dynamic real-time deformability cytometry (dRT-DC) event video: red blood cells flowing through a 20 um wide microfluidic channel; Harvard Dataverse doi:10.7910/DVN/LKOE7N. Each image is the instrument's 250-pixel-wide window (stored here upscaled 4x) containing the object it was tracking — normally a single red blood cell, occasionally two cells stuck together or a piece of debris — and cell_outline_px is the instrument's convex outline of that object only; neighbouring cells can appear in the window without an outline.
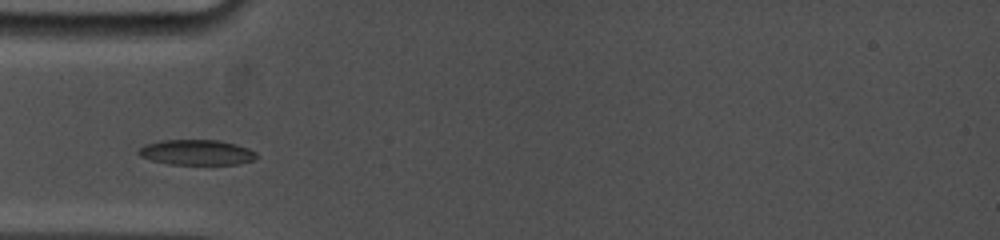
{"species": "common noctule bat (a hibernating species)", "species_latin": "Nyctalus noctula", "temperature_condition": "cold", "stored_images_in_passage": 5, "camera_frame_rate_fps": 5000, "um_per_image_px": 0.085, "animal": {"sex": "female", "body_mass_g": 19.0, "forearm_length_mm": 53.3}, "frame": {"image": 1, "passage_image": 2, "time_ms": 1.2, "image_size_px": [1000, 240], "cell_outline_px": [[260, 156], [256, 160], [236, 164], [168, 164], [152, 160], [140, 156], [136, 152], [144, 144], [160, 140], [220, 140], [236, 144], [248, 148], [256, 152]], "centroid_in_image_um": [16.74, 12.95], "position_along_channel_um": 68.3, "area_um2": 17.57}}
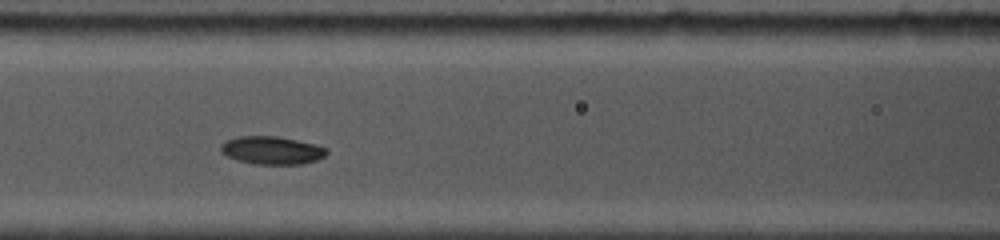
{"frame": {"image": 2, "passage_image": 4, "time_ms": 3.2, "image_size_px": [1000, 240], "cell_outline_px": [[328, 152], [324, 156], [316, 160], [300, 164], [252, 164], [236, 160], [220, 152], [220, 144], [224, 140], [236, 136], [276, 136], [296, 140], [328, 148]], "centroid_in_image_um": [23.04, 12.77], "position_along_channel_um": 143.6, "area_um2": 17.34}}
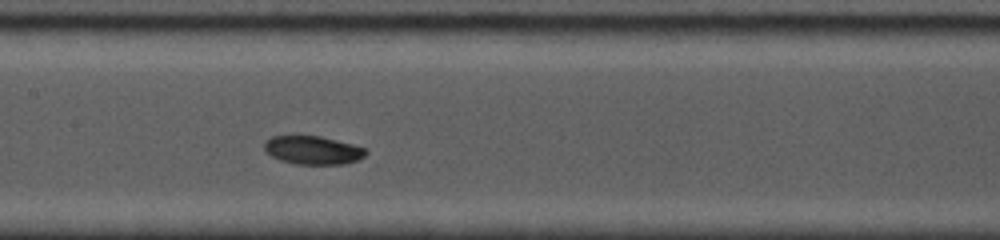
{"frame": {"image": 3, "passage_image": 5, "time_ms": 4.2, "image_size_px": [1000, 240], "cell_outline_px": [[368, 152], [360, 160], [344, 164], [296, 164], [280, 160], [272, 156], [264, 148], [264, 144], [272, 136], [320, 136], [352, 144], [364, 148]], "centroid_in_image_um": [26.63, 12.77], "position_along_channel_um": 180.8, "area_um2": 16.65}}